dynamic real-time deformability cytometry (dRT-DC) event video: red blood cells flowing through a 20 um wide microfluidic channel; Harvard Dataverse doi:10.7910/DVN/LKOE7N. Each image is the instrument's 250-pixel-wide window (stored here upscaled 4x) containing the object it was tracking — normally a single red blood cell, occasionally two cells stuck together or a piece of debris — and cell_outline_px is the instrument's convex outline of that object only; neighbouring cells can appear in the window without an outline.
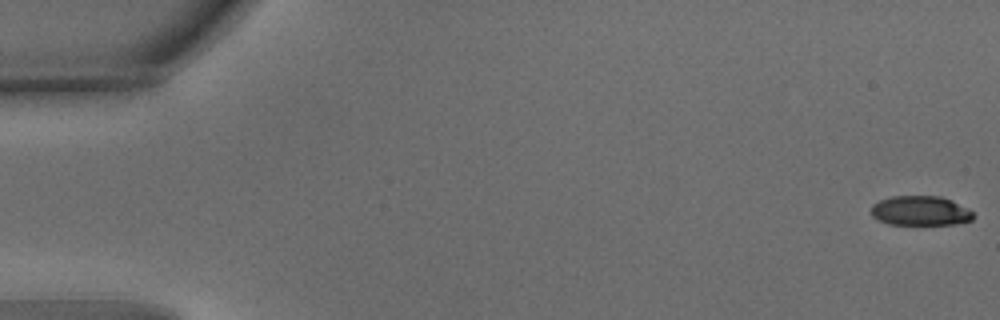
{"species": "common noctule bat (a hibernating species)", "species_latin": "Nyctalus noctula", "temperature_condition": "warm", "stored_images_in_passage": 54, "camera_frame_rate_fps": 3000, "um_per_image_px": 0.085, "animal": {"sex": "male", "body_mass_g": 15.6}, "frame": {"image": 1, "passage_image": 1, "time_ms": 0.0, "image_size_px": [1000, 320], "cell_outline_px": [[976, 216], [972, 220], [956, 224], [888, 224], [872, 216], [872, 204], [880, 200], [892, 196], [940, 196], [952, 200], [968, 208]], "centroid_in_image_um": [78.27, 17.91], "position_along_channel_um": 6.7, "area_um2": 17.63}}
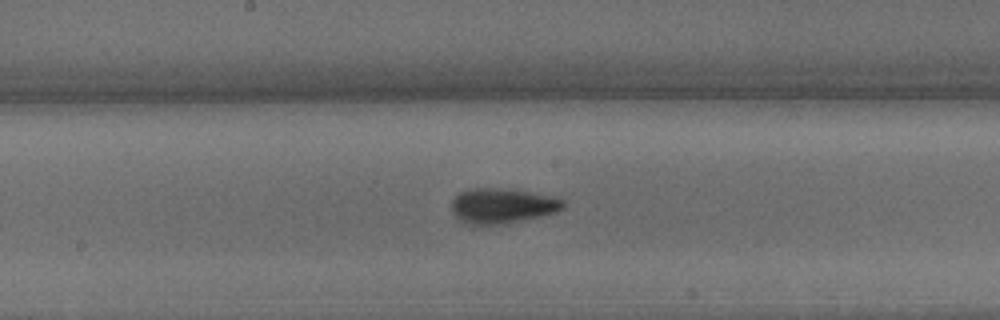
{"frame": {"image": 2, "passage_image": 29, "time_ms": 9.333, "image_size_px": [1000, 320], "cell_outline_px": [[564, 208], [556, 212], [540, 216], [504, 224], [464, 224], [452, 212], [452, 200], [460, 192], [472, 188], [496, 188], [524, 192], [548, 196], [564, 200]], "centroid_in_image_um": [42.65, 17.51], "position_along_channel_um": 205.6, "area_um2": 22.37}}
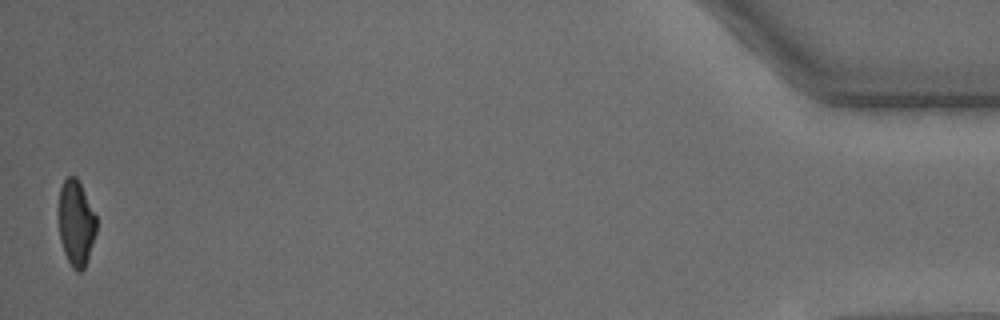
{"frame": {"image": 3, "passage_image": 54, "time_ms": 17.667, "image_size_px": [1000, 320], "cell_outline_px": [[96, 232], [84, 268], [80, 272], [76, 272], [72, 268], [64, 252], [60, 240], [56, 208], [60, 188], [64, 180], [68, 176], [76, 176], [96, 216]], "centroid_in_image_um": [6.41, 18.94], "position_along_channel_um": 428.8, "area_um2": 19.07}, "authors_computed_cell_mechanics": {"area_um2": 20.4901, "velocity_mm_per_s": 3.7699, "shape_relaxation_time_tau1_ms": 3.7292, "shape_relaxation_time_tau2_ms": 2.6657, "deformation_change_tau1": 0.1493, "deformation_change_tau2": 0.0778}}